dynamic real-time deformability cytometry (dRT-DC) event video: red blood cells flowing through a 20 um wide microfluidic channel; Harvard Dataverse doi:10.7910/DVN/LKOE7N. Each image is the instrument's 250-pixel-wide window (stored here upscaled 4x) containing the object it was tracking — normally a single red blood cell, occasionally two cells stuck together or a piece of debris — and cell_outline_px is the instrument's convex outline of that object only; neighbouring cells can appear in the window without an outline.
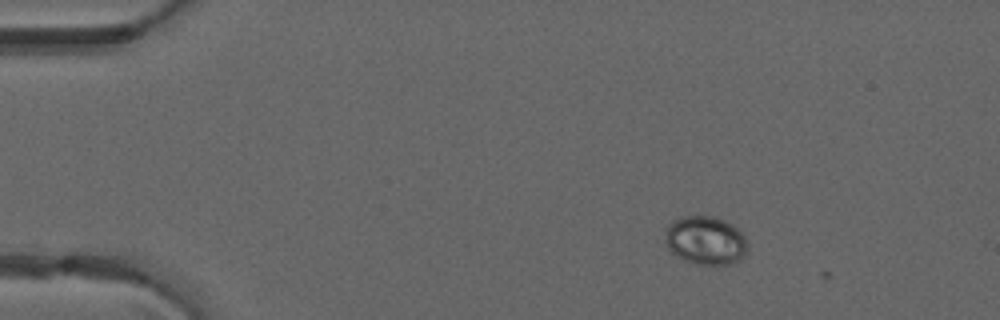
{"species": "common noctule bat (a hibernating species)", "species_latin": "Nyctalus noctula", "temperature_condition": "warm", "stored_images_in_passage": 7, "camera_frame_rate_fps": 3000, "um_per_image_px": 0.085, "animal": {"sex": "male", "forearm_length_mm": 52.5}, "frame": {"image": 1, "passage_image": 5, "time_ms": 1.333, "image_size_px": [1000, 320], "cell_outline_px": [[748, 252], [740, 260], [728, 264], [700, 264], [684, 260], [676, 256], [668, 248], [664, 240], [664, 228], [672, 220], [680, 216], [716, 216], [732, 224], [744, 236], [748, 244]], "centroid_in_image_um": [59.94, 20.41], "position_along_channel_um": 25.1, "area_um2": 23.7}}